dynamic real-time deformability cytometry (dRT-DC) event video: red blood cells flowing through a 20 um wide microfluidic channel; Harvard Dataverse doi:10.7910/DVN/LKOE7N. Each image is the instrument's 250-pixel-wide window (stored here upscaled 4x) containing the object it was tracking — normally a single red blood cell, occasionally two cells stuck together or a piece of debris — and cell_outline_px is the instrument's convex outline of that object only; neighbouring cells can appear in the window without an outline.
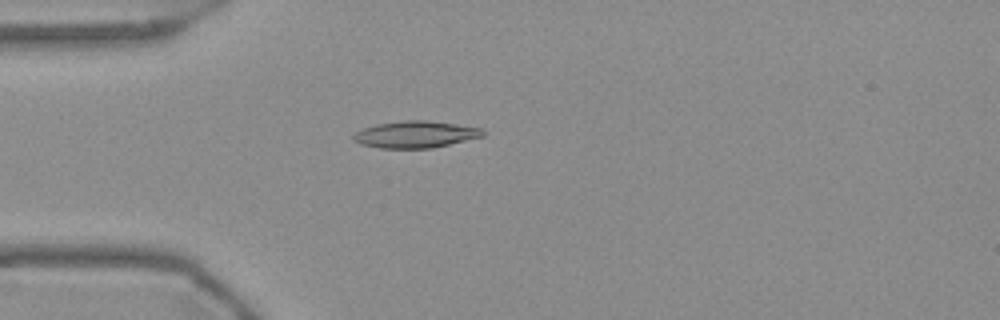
{"species": "Egyptian fruit bat (a non-hibernating species)", "species_latin": "Rousettus aegyptiacus", "temperature_condition": "warm", "stored_images_in_passage": 54, "camera_frame_rate_fps": 3000, "um_per_image_px": 0.085, "frame": {"image": 1, "passage_image": 15, "time_ms": 4.667, "image_size_px": [1000, 320], "cell_outline_px": [[484, 136], [432, 148], [380, 148], [360, 144], [352, 140], [352, 136], [356, 132], [364, 128], [376, 124], [404, 120], [424, 120], [456, 124], [484, 128]], "centroid_in_image_um": [35.31, 11.42], "position_along_channel_um": 49.7, "area_um2": 20.23}}
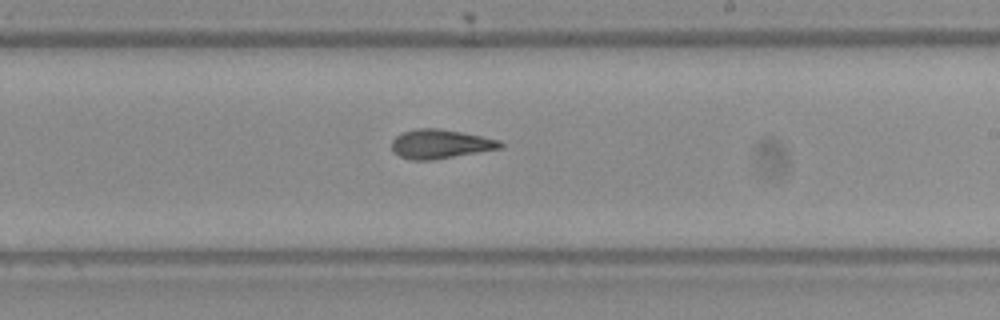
{"frame": {"image": 2, "passage_image": 32, "time_ms": 10.333, "image_size_px": [1000, 320], "cell_outline_px": [[504, 144], [500, 148], [432, 160], [412, 160], [400, 156], [392, 152], [392, 140], [400, 132], [416, 128], [436, 128], [460, 132], [500, 140]], "centroid_in_image_um": [37.37, 12.23], "position_along_channel_um": 251.6, "area_um2": 18.26}}
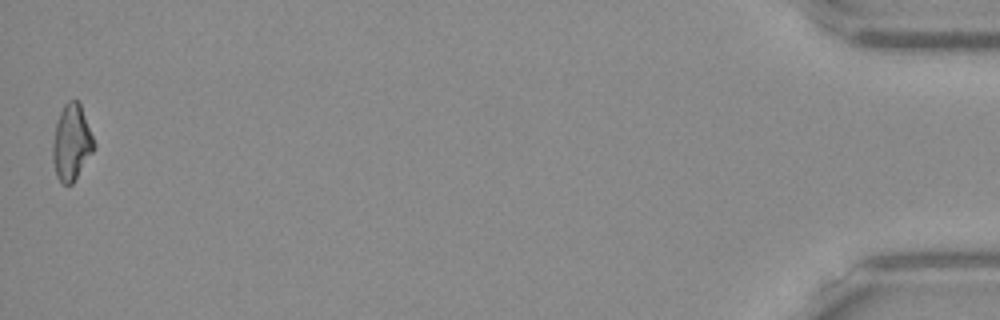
{"frame": {"image": 3, "passage_image": 54, "time_ms": 17.667, "image_size_px": [1000, 320], "cell_outline_px": [[96, 148], [72, 184], [60, 184], [56, 176], [52, 160], [52, 144], [56, 120], [64, 104], [68, 100], [76, 100], [80, 104], [96, 144]], "centroid_in_image_um": [6.07, 12.14], "position_along_channel_um": 429.1, "area_um2": 18.5}, "authors_computed_cell_mechanics": {"area_um2": 18.7272, "velocity_mm_per_s": 3.7388, "shape_relaxation_time_tau1_ms": null, "shape_relaxation_time_tau2_ms": 2.4479, "deformation_change_tau1": null, "deformation_change_tau2": 0.0999}}